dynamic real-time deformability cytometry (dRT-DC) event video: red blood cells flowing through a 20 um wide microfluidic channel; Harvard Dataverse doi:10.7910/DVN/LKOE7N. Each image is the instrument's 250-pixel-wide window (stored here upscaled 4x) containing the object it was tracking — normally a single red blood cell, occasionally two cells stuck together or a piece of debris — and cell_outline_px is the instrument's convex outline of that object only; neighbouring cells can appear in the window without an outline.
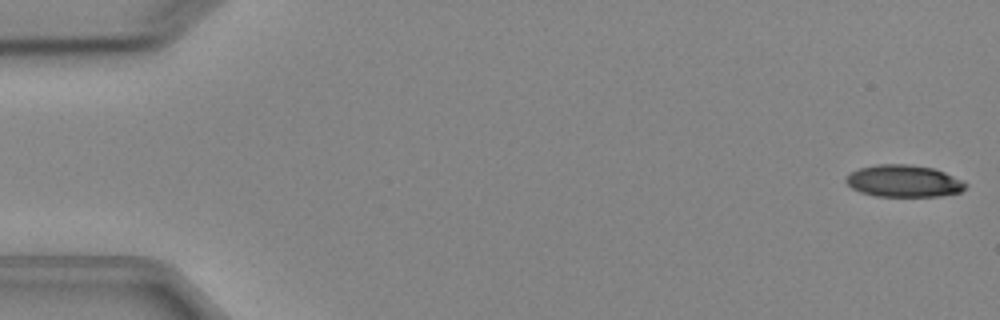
{"species": "Egyptian fruit bat (a non-hibernating species)", "species_latin": "Rousettus aegyptiacus", "temperature_condition": "cold", "stored_images_in_passage": 6, "segment_of_instrument_passage": [2, 2], "camera_frame_rate_fps": 3000, "um_per_image_px": 0.085, "animal": {"sex": "female"}, "frame": {"image": 1, "passage_image": 6, "time_ms": 5.667, "image_size_px": [1000, 320], "cell_outline_px": [[968, 184], [960, 192], [940, 196], [876, 196], [860, 192], [852, 188], [844, 180], [852, 172], [860, 168], [876, 164], [912, 164], [932, 168], [944, 172]], "centroid_in_image_um": [76.8, 15.38], "position_along_channel_um": 8.2, "area_um2": 22.14}}